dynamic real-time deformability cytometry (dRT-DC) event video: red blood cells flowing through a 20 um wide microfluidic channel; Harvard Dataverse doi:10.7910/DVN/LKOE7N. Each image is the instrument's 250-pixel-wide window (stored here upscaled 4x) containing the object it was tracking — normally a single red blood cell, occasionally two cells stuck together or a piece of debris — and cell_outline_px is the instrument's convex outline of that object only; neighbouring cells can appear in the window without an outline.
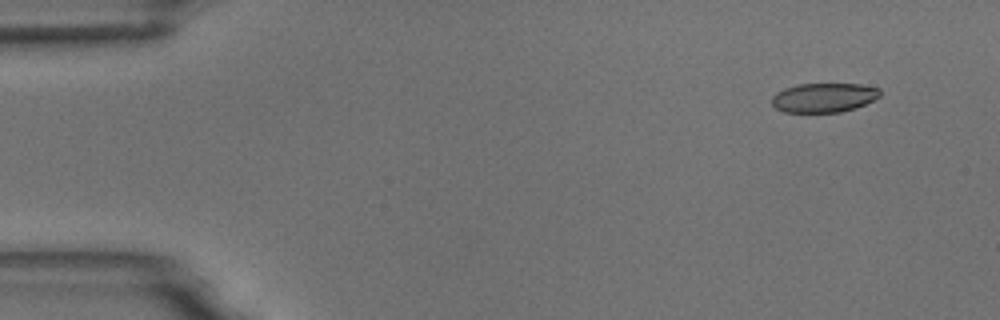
{"species": "common noctule bat (a hibernating species)", "species_latin": "Nyctalus noctula", "temperature_condition": "room temperature", "stored_images_in_passage": 4, "camera_frame_rate_fps": 3000, "um_per_image_px": 0.085, "animal": {"sex": "male", "body_mass_g": 18.8}, "frame": {"image": 1, "passage_image": 1, "time_ms": 0.0, "image_size_px": [1000, 320], "cell_outline_px": [[880, 96], [856, 108], [840, 112], [784, 112], [776, 108], [772, 104], [772, 96], [776, 92], [784, 88], [796, 84], [860, 84], [880, 88]], "centroid_in_image_um": [70.01, 8.29], "position_along_channel_um": 15.0, "area_um2": 18.5}}
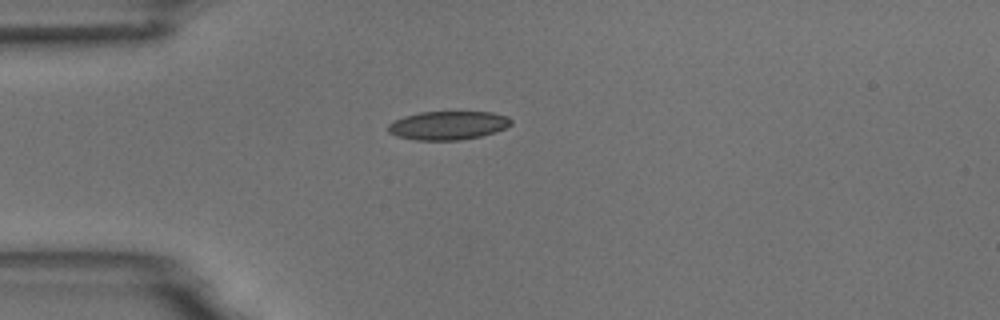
{"frame": {"image": 2, "passage_image": 4, "time_ms": 3.333, "image_size_px": [1000, 320], "cell_outline_px": [[512, 124], [504, 128], [480, 136], [460, 140], [416, 140], [396, 136], [388, 132], [388, 124], [404, 116], [420, 112], [492, 112], [508, 116], [512, 120]], "centroid_in_image_um": [38.07, 10.65], "position_along_channel_um": 46.9, "area_um2": 20.4}}